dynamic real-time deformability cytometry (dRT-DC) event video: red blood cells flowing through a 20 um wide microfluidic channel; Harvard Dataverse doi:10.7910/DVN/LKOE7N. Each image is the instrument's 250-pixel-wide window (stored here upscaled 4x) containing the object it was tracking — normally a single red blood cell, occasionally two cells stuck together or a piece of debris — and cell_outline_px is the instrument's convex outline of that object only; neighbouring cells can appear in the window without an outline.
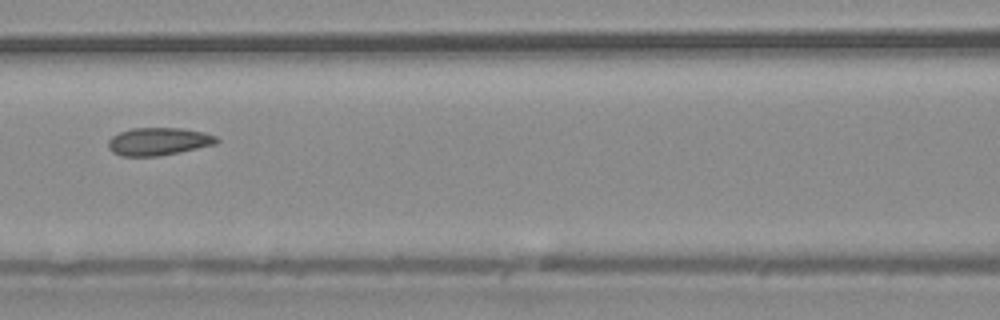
{"species": "common noctule bat (a hibernating species)", "species_latin": "Nyctalus noctula", "temperature_condition": "warm", "stored_images_in_passage": 6, "camera_frame_rate_fps": 3000, "um_per_image_px": 0.085, "animal": {"sex": "male", "body_mass_g": 20.4}, "frame": {"image": 1, "passage_image": 6, "time_ms": 1.667, "image_size_px": [1000, 320], "cell_outline_px": [[220, 140], [216, 144], [180, 152], [160, 156], [120, 156], [112, 152], [108, 148], [108, 140], [112, 136], [120, 132], [132, 128], [180, 128], [204, 132], [216, 136]], "centroid_in_image_um": [13.47, 12.03], "position_along_channel_um": 153.1, "area_um2": 17.63}}